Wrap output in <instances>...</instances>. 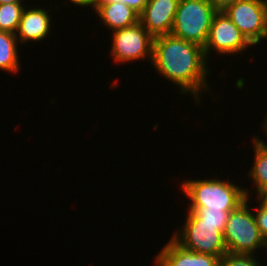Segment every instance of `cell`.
Listing matches in <instances>:
<instances>
[{
    "label": "cell",
    "instance_id": "cell-17",
    "mask_svg": "<svg viewBox=\"0 0 267 266\" xmlns=\"http://www.w3.org/2000/svg\"><path fill=\"white\" fill-rule=\"evenodd\" d=\"M219 266H263V264L258 261L257 255L227 253L219 260Z\"/></svg>",
    "mask_w": 267,
    "mask_h": 266
},
{
    "label": "cell",
    "instance_id": "cell-12",
    "mask_svg": "<svg viewBox=\"0 0 267 266\" xmlns=\"http://www.w3.org/2000/svg\"><path fill=\"white\" fill-rule=\"evenodd\" d=\"M94 12L100 22L112 32L139 22V15L128 5L119 1L103 3Z\"/></svg>",
    "mask_w": 267,
    "mask_h": 266
},
{
    "label": "cell",
    "instance_id": "cell-7",
    "mask_svg": "<svg viewBox=\"0 0 267 266\" xmlns=\"http://www.w3.org/2000/svg\"><path fill=\"white\" fill-rule=\"evenodd\" d=\"M252 45L267 39L264 0H238L223 11Z\"/></svg>",
    "mask_w": 267,
    "mask_h": 266
},
{
    "label": "cell",
    "instance_id": "cell-2",
    "mask_svg": "<svg viewBox=\"0 0 267 266\" xmlns=\"http://www.w3.org/2000/svg\"><path fill=\"white\" fill-rule=\"evenodd\" d=\"M181 185L182 191L191 201L188 207H207V210L231 212L250 197V191L221 178L188 179Z\"/></svg>",
    "mask_w": 267,
    "mask_h": 266
},
{
    "label": "cell",
    "instance_id": "cell-22",
    "mask_svg": "<svg viewBox=\"0 0 267 266\" xmlns=\"http://www.w3.org/2000/svg\"><path fill=\"white\" fill-rule=\"evenodd\" d=\"M262 129H263V132H264V136L266 137L267 139V114L265 115V118L263 120V123H262ZM261 142L267 144V141L265 142L262 138H259V136H256Z\"/></svg>",
    "mask_w": 267,
    "mask_h": 266
},
{
    "label": "cell",
    "instance_id": "cell-3",
    "mask_svg": "<svg viewBox=\"0 0 267 266\" xmlns=\"http://www.w3.org/2000/svg\"><path fill=\"white\" fill-rule=\"evenodd\" d=\"M249 197L228 215L223 233L227 252L231 254L256 255L263 249V240L257 226Z\"/></svg>",
    "mask_w": 267,
    "mask_h": 266
},
{
    "label": "cell",
    "instance_id": "cell-26",
    "mask_svg": "<svg viewBox=\"0 0 267 266\" xmlns=\"http://www.w3.org/2000/svg\"><path fill=\"white\" fill-rule=\"evenodd\" d=\"M265 9H266V20H267V0H264Z\"/></svg>",
    "mask_w": 267,
    "mask_h": 266
},
{
    "label": "cell",
    "instance_id": "cell-5",
    "mask_svg": "<svg viewBox=\"0 0 267 266\" xmlns=\"http://www.w3.org/2000/svg\"><path fill=\"white\" fill-rule=\"evenodd\" d=\"M183 222L181 229L171 237L182 248L219 259L228 253L223 237L226 226L203 224L191 211Z\"/></svg>",
    "mask_w": 267,
    "mask_h": 266
},
{
    "label": "cell",
    "instance_id": "cell-10",
    "mask_svg": "<svg viewBox=\"0 0 267 266\" xmlns=\"http://www.w3.org/2000/svg\"><path fill=\"white\" fill-rule=\"evenodd\" d=\"M50 11L45 10L44 7H24L18 30L15 33L20 44H28L31 41L42 42L49 36L52 30Z\"/></svg>",
    "mask_w": 267,
    "mask_h": 266
},
{
    "label": "cell",
    "instance_id": "cell-4",
    "mask_svg": "<svg viewBox=\"0 0 267 266\" xmlns=\"http://www.w3.org/2000/svg\"><path fill=\"white\" fill-rule=\"evenodd\" d=\"M217 12L210 0H180L171 34L204 47Z\"/></svg>",
    "mask_w": 267,
    "mask_h": 266
},
{
    "label": "cell",
    "instance_id": "cell-25",
    "mask_svg": "<svg viewBox=\"0 0 267 266\" xmlns=\"http://www.w3.org/2000/svg\"><path fill=\"white\" fill-rule=\"evenodd\" d=\"M263 248L267 249V236L263 240ZM266 256H267V254H266Z\"/></svg>",
    "mask_w": 267,
    "mask_h": 266
},
{
    "label": "cell",
    "instance_id": "cell-24",
    "mask_svg": "<svg viewBox=\"0 0 267 266\" xmlns=\"http://www.w3.org/2000/svg\"><path fill=\"white\" fill-rule=\"evenodd\" d=\"M6 3H24L23 0H0V4Z\"/></svg>",
    "mask_w": 267,
    "mask_h": 266
},
{
    "label": "cell",
    "instance_id": "cell-14",
    "mask_svg": "<svg viewBox=\"0 0 267 266\" xmlns=\"http://www.w3.org/2000/svg\"><path fill=\"white\" fill-rule=\"evenodd\" d=\"M18 39L16 34L0 31V70L17 73L20 70L18 56Z\"/></svg>",
    "mask_w": 267,
    "mask_h": 266
},
{
    "label": "cell",
    "instance_id": "cell-6",
    "mask_svg": "<svg viewBox=\"0 0 267 266\" xmlns=\"http://www.w3.org/2000/svg\"><path fill=\"white\" fill-rule=\"evenodd\" d=\"M110 55L115 63L147 59L152 62L154 37L140 22L112 33Z\"/></svg>",
    "mask_w": 267,
    "mask_h": 266
},
{
    "label": "cell",
    "instance_id": "cell-8",
    "mask_svg": "<svg viewBox=\"0 0 267 266\" xmlns=\"http://www.w3.org/2000/svg\"><path fill=\"white\" fill-rule=\"evenodd\" d=\"M251 46L253 45L223 11L215 14L203 47L207 61L212 51H216L218 55H235L244 53Z\"/></svg>",
    "mask_w": 267,
    "mask_h": 266
},
{
    "label": "cell",
    "instance_id": "cell-9",
    "mask_svg": "<svg viewBox=\"0 0 267 266\" xmlns=\"http://www.w3.org/2000/svg\"><path fill=\"white\" fill-rule=\"evenodd\" d=\"M180 0H148L139 22L153 36L171 34Z\"/></svg>",
    "mask_w": 267,
    "mask_h": 266
},
{
    "label": "cell",
    "instance_id": "cell-19",
    "mask_svg": "<svg viewBox=\"0 0 267 266\" xmlns=\"http://www.w3.org/2000/svg\"><path fill=\"white\" fill-rule=\"evenodd\" d=\"M109 1L123 2L126 5H128L131 9H133L138 15L142 13L148 2V0H93L87 7H91L93 10H95L101 4Z\"/></svg>",
    "mask_w": 267,
    "mask_h": 266
},
{
    "label": "cell",
    "instance_id": "cell-21",
    "mask_svg": "<svg viewBox=\"0 0 267 266\" xmlns=\"http://www.w3.org/2000/svg\"><path fill=\"white\" fill-rule=\"evenodd\" d=\"M93 0H69V2L73 3L76 6L87 7Z\"/></svg>",
    "mask_w": 267,
    "mask_h": 266
},
{
    "label": "cell",
    "instance_id": "cell-1",
    "mask_svg": "<svg viewBox=\"0 0 267 266\" xmlns=\"http://www.w3.org/2000/svg\"><path fill=\"white\" fill-rule=\"evenodd\" d=\"M152 66L163 78L178 86L181 95L191 94L196 104L210 91V68L204 48L172 34L154 37Z\"/></svg>",
    "mask_w": 267,
    "mask_h": 266
},
{
    "label": "cell",
    "instance_id": "cell-18",
    "mask_svg": "<svg viewBox=\"0 0 267 266\" xmlns=\"http://www.w3.org/2000/svg\"><path fill=\"white\" fill-rule=\"evenodd\" d=\"M258 207L254 208L256 211L254 213L257 226L263 238L267 236V204L262 203L258 198L256 199Z\"/></svg>",
    "mask_w": 267,
    "mask_h": 266
},
{
    "label": "cell",
    "instance_id": "cell-15",
    "mask_svg": "<svg viewBox=\"0 0 267 266\" xmlns=\"http://www.w3.org/2000/svg\"><path fill=\"white\" fill-rule=\"evenodd\" d=\"M25 6L24 3L0 4V31L15 34Z\"/></svg>",
    "mask_w": 267,
    "mask_h": 266
},
{
    "label": "cell",
    "instance_id": "cell-20",
    "mask_svg": "<svg viewBox=\"0 0 267 266\" xmlns=\"http://www.w3.org/2000/svg\"><path fill=\"white\" fill-rule=\"evenodd\" d=\"M217 11H224L238 0H210Z\"/></svg>",
    "mask_w": 267,
    "mask_h": 266
},
{
    "label": "cell",
    "instance_id": "cell-11",
    "mask_svg": "<svg viewBox=\"0 0 267 266\" xmlns=\"http://www.w3.org/2000/svg\"><path fill=\"white\" fill-rule=\"evenodd\" d=\"M156 266H219V258L182 248L171 237L154 257Z\"/></svg>",
    "mask_w": 267,
    "mask_h": 266
},
{
    "label": "cell",
    "instance_id": "cell-23",
    "mask_svg": "<svg viewBox=\"0 0 267 266\" xmlns=\"http://www.w3.org/2000/svg\"><path fill=\"white\" fill-rule=\"evenodd\" d=\"M262 203L267 204V188L263 189L257 197Z\"/></svg>",
    "mask_w": 267,
    "mask_h": 266
},
{
    "label": "cell",
    "instance_id": "cell-13",
    "mask_svg": "<svg viewBox=\"0 0 267 266\" xmlns=\"http://www.w3.org/2000/svg\"><path fill=\"white\" fill-rule=\"evenodd\" d=\"M254 163L247 172V176L254 183L256 196L267 188V144L261 142L256 136L252 138Z\"/></svg>",
    "mask_w": 267,
    "mask_h": 266
},
{
    "label": "cell",
    "instance_id": "cell-16",
    "mask_svg": "<svg viewBox=\"0 0 267 266\" xmlns=\"http://www.w3.org/2000/svg\"><path fill=\"white\" fill-rule=\"evenodd\" d=\"M187 211H191L203 224L215 226H226L229 212L222 210H207V207H188Z\"/></svg>",
    "mask_w": 267,
    "mask_h": 266
}]
</instances>
